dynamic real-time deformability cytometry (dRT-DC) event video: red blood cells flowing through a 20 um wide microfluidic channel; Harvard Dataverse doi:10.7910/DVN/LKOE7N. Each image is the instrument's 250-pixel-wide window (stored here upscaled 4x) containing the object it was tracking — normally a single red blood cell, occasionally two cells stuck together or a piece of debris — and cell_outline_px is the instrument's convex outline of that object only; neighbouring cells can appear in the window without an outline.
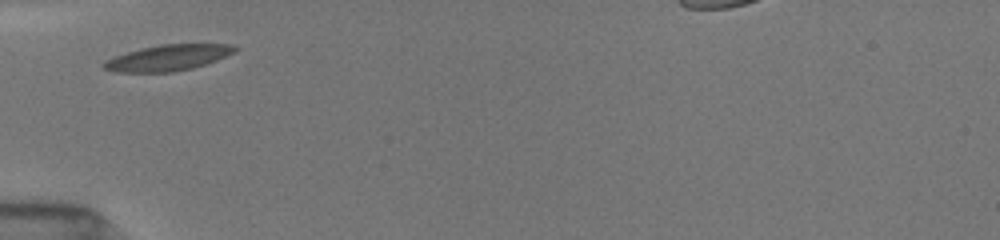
{"species": "common noctule bat (a hibernating species)", "species_latin": "Nyctalus noctula", "temperature_condition": "room temperature", "stored_images_in_passage": 2, "camera_frame_rate_fps": 3000, "um_per_image_px": 0.085, "animal": {"sex": "female", "body_mass_g": 19.5, "forearm_length_mm": 54.1}, "frame": {"image": 1, "passage_image": 1, "time_ms": 0.0, "image_size_px": [1000, 240], "cell_outline_px": [[240, 48], [236, 52], [216, 60], [192, 68], [172, 72], [116, 72], [104, 68], [100, 64], [104, 60], [112, 56], [140, 48], [160, 44], [232, 44]], "centroid_in_image_um": [14.25, 4.9], "position_along_channel_um": 70.7, "area_um2": 20.0}}